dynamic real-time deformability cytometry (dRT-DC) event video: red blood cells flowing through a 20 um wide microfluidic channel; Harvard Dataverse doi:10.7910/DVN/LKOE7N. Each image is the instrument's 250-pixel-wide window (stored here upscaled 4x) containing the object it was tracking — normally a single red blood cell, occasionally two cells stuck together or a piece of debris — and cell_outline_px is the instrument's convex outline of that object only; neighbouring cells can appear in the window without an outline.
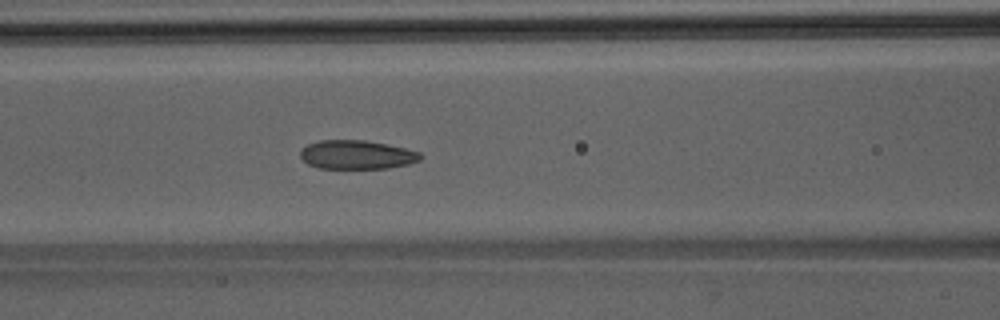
{"species": "Egyptian fruit bat (a non-hibernating species)", "species_latin": "Rousettus aegyptiacus", "temperature_condition": "room temperature", "stored_images_in_passage": 48, "camera_frame_rate_fps": 3000, "um_per_image_px": 0.085, "animal": {"sex": "male"}, "frame": {"image": 1, "passage_image": 20, "time_ms": 6.333, "image_size_px": [1000, 320], "cell_outline_px": [[424, 156], [420, 160], [408, 164], [388, 168], [320, 168], [308, 164], [300, 156], [300, 148], [308, 144], [320, 140], [364, 140], [404, 148], [420, 152]], "centroid_in_image_um": [30.32, 13.15], "position_along_channel_um": 136.3, "area_um2": 20.11}}
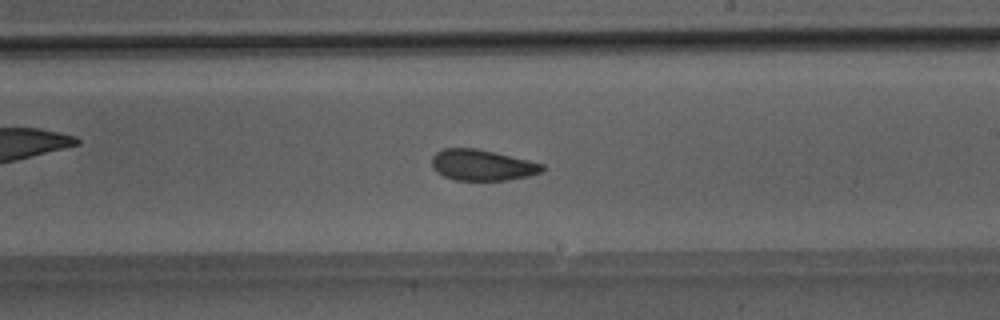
{"frame": {"image": 2, "passage_image": 28, "time_ms": 9.0, "image_size_px": [1000, 320], "cell_outline_px": [[544, 168], [540, 172], [528, 176], [508, 180], [456, 180], [444, 176], [436, 172], [432, 168], [432, 156], [436, 152], [444, 148], [476, 148], [528, 160], [544, 164]], "centroid_in_image_um": [40.95, 14.03], "position_along_channel_um": 248.1, "area_um2": 19.83}}
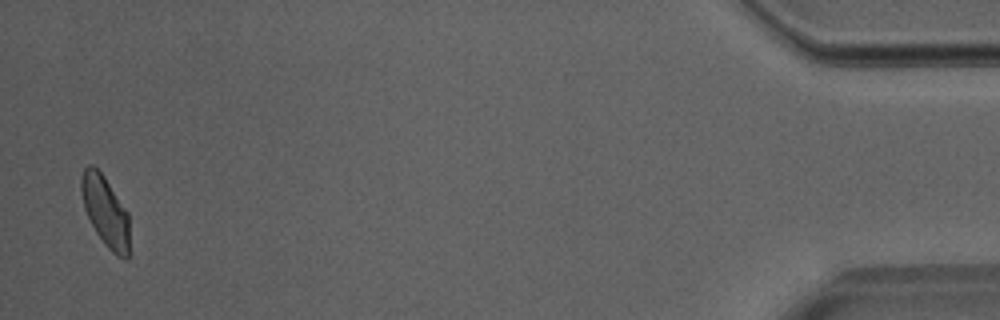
{"frame": {"image": 3, "passage_image": 47, "time_ms": 15.333, "image_size_px": [1000, 320], "cell_outline_px": [[128, 260], [124, 260], [116, 256], [104, 244], [96, 232], [84, 208], [80, 192], [80, 180], [84, 168], [88, 164], [92, 164], [104, 176], [128, 212]], "centroid_in_image_um": [8.94, 17.96], "position_along_channel_um": 426.3, "area_um2": 19.77}}